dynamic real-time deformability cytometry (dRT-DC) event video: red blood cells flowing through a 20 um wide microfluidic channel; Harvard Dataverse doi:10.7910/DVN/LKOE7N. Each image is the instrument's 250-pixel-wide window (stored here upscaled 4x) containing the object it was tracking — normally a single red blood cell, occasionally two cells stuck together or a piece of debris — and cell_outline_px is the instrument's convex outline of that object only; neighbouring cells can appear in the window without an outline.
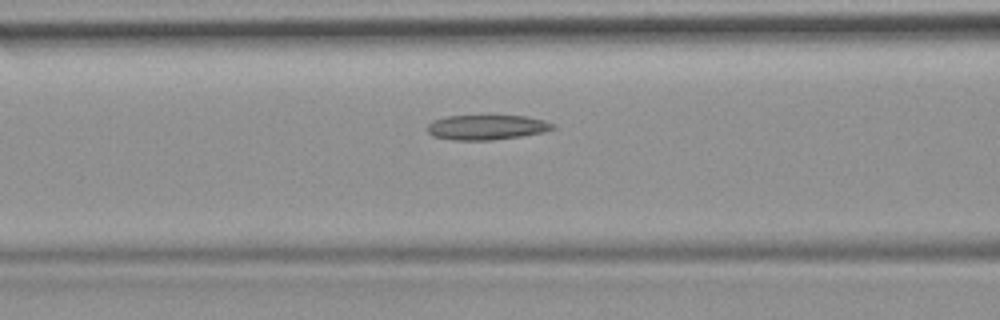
{"species": "common noctule bat (a hibernating species)", "species_latin": "Nyctalus noctula", "temperature_condition": "room temperature", "stored_images_in_passage": 5, "camera_frame_rate_fps": 3000, "um_per_image_px": 0.085, "animal": {"sex": "female", "body_mass_g": 19.9}, "frame": {"image": 1, "passage_image": 5, "time_ms": 5.667, "image_size_px": [1000, 320], "cell_outline_px": [[556, 128], [544, 132], [520, 136], [492, 140], [452, 140], [432, 136], [428, 132], [428, 124], [432, 120], [444, 116], [528, 116], [544, 120], [556, 124]], "centroid_in_image_um": [41.38, 10.82], "position_along_channel_um": 125.2, "area_um2": 18.32}}